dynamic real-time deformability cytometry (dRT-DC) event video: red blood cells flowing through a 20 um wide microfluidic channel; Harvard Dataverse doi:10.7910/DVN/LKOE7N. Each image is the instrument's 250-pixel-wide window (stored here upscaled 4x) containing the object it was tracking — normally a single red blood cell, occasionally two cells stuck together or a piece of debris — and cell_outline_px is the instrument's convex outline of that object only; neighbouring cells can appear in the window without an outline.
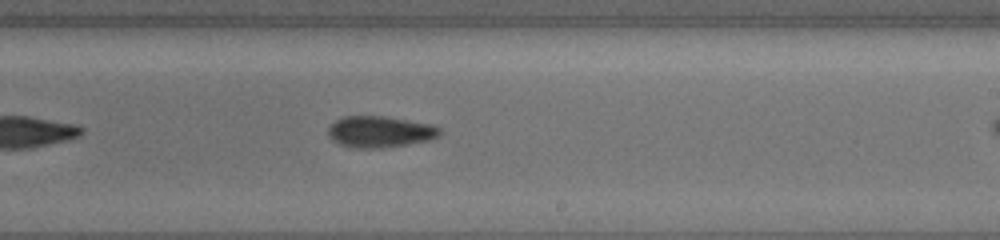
{"species": "common noctule bat (a hibernating species)", "species_latin": "Nyctalus noctula", "temperature_condition": "cold", "stored_images_in_passage": 27, "camera_frame_rate_fps": 3000, "um_per_image_px": 0.085, "animal": {"sex": "female", "body_mass_g": 19.5, "forearm_length_mm": 54.1}, "frame": {"image": 1, "passage_image": 16, "time_ms": 5.0, "image_size_px": [1000, 240], "cell_outline_px": [[440, 136], [428, 140], [380, 148], [356, 148], [340, 144], [332, 140], [328, 136], [328, 128], [336, 120], [344, 116], [384, 116], [432, 124], [440, 128]], "centroid_in_image_um": [32.28, 11.19], "position_along_channel_um": 256.7, "area_um2": 20.23}}
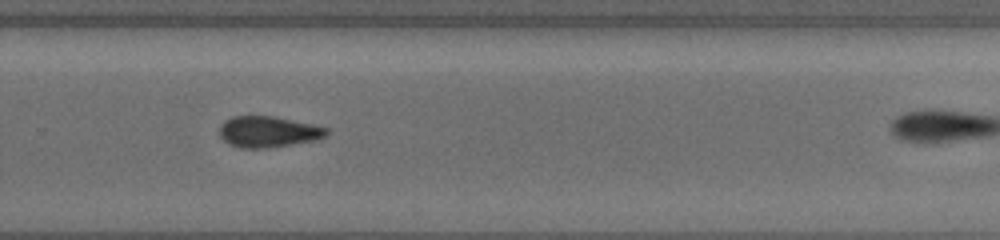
{"frame": {"image": 2, "passage_image": 20, "time_ms": 6.333, "image_size_px": [1000, 240], "cell_outline_px": [[328, 132], [324, 136], [312, 140], [268, 148], [240, 148], [228, 144], [220, 136], [220, 124], [224, 120], [232, 116], [276, 116], [312, 124], [328, 128]], "centroid_in_image_um": [22.74, 11.19], "position_along_channel_um": 307.1, "area_um2": 19.31}}
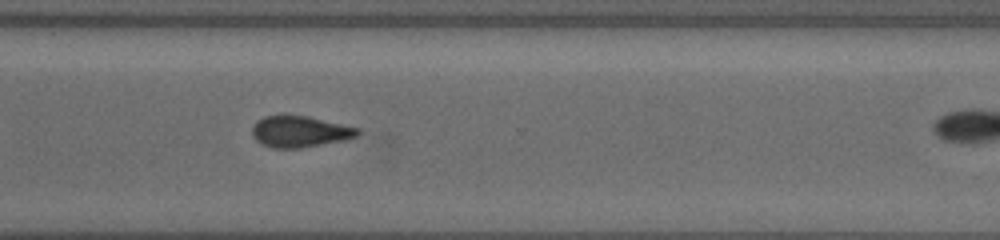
{"frame": {"image": 3, "passage_image": 23, "time_ms": 7.333, "image_size_px": [1000, 240], "cell_outline_px": [[360, 132], [356, 136], [344, 140], [296, 148], [276, 148], [264, 144], [256, 140], [252, 132], [252, 128], [264, 116], [308, 116], [360, 128]], "centroid_in_image_um": [25.53, 11.18], "position_along_channel_um": 345.1, "area_um2": 18.67}}